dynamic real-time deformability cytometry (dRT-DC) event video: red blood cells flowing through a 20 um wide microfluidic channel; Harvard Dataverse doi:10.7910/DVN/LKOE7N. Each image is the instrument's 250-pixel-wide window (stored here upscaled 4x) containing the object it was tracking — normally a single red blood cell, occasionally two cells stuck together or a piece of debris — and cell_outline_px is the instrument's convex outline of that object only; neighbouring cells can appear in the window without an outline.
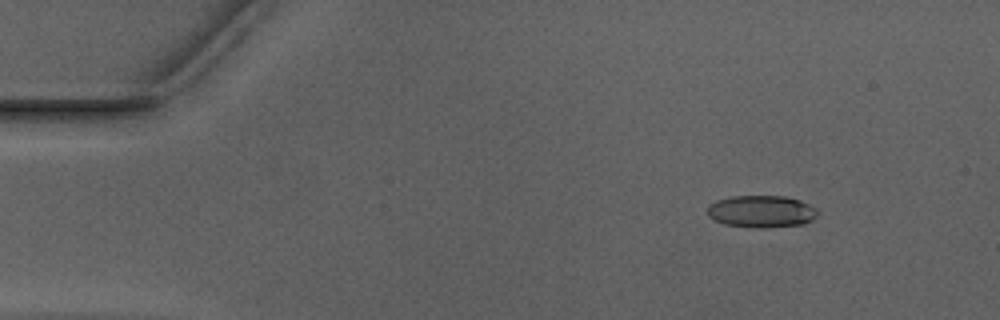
{"species": "Egyptian fruit bat (a non-hibernating species)", "species_latin": "Rousettus aegyptiacus", "temperature_condition": "warm", "stored_images_in_passage": 17, "camera_frame_rate_fps": 3000, "um_per_image_px": 0.085, "animal": {"sex": "male"}, "frame": {"image": 1, "passage_image": 7, "time_ms": 2.0, "image_size_px": [1000, 320], "cell_outline_px": [[820, 212], [812, 220], [804, 224], [768, 228], [760, 228], [724, 224], [712, 220], [708, 216], [708, 204], [716, 200], [732, 196], [784, 196], [800, 200], [816, 208]], "centroid_in_image_um": [64.72, 17.98], "position_along_channel_um": 20.3, "area_um2": 20.87}}
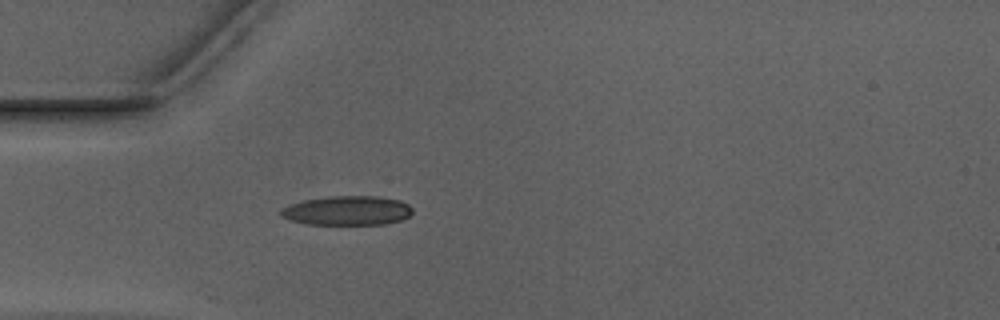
{"frame": {"image": 2, "passage_image": 16, "time_ms": 5.0, "image_size_px": [1000, 320], "cell_outline_px": [[412, 212], [408, 216], [400, 220], [384, 224], [308, 224], [288, 220], [280, 216], [280, 208], [288, 204], [304, 200], [328, 196], [380, 196], [400, 200], [408, 204], [412, 208]], "centroid_in_image_um": [29.47, 17.89], "position_along_channel_um": 55.5, "area_um2": 22.66}}